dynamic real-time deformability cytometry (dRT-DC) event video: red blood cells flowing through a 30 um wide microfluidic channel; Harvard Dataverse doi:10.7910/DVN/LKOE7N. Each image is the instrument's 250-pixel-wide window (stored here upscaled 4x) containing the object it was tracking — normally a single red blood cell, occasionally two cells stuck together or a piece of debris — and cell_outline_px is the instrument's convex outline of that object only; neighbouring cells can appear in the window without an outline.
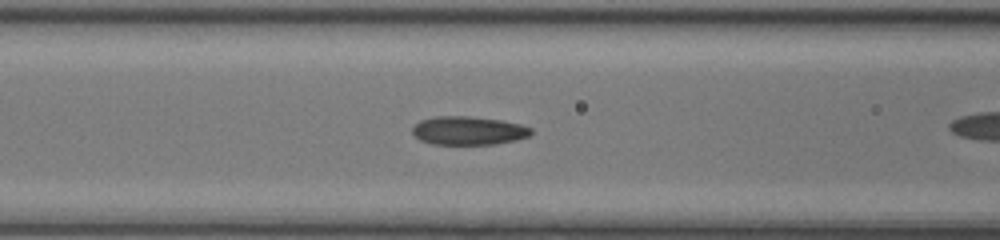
{"species": "common noctule bat (a hibernating species)", "species_latin": "Nyctalus noctula", "temperature_condition": "room temperature", "stored_images_in_passage": 11, "camera_frame_rate_fps": 3000, "um_per_image_px": 0.085, "animal": {"sex": "female", "body_mass_g": 17.0, "forearm_length_mm": 48.0}, "frame": {"image": 1, "passage_image": 7, "time_ms": 2.0, "image_size_px": [1000, 240], "cell_outline_px": [[532, 132], [528, 136], [516, 140], [496, 144], [432, 144], [420, 140], [412, 132], [412, 128], [420, 120], [436, 116], [468, 116], [500, 120], [520, 124], [532, 128]], "centroid_in_image_um": [39.81, 11.1], "position_along_channel_um": 126.8, "area_um2": 19.65}}
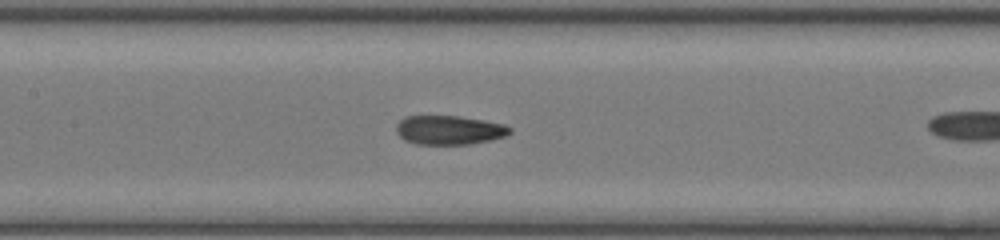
{"frame": {"image": 2, "passage_image": 10, "time_ms": 3.0, "image_size_px": [1000, 240], "cell_outline_px": [[512, 132], [508, 136], [492, 140], [468, 144], [416, 144], [404, 140], [396, 132], [396, 124], [404, 116], [460, 116], [484, 120], [504, 124], [512, 128]], "centroid_in_image_um": [38.21, 11.05], "position_along_channel_um": 169.2, "area_um2": 19.48}}